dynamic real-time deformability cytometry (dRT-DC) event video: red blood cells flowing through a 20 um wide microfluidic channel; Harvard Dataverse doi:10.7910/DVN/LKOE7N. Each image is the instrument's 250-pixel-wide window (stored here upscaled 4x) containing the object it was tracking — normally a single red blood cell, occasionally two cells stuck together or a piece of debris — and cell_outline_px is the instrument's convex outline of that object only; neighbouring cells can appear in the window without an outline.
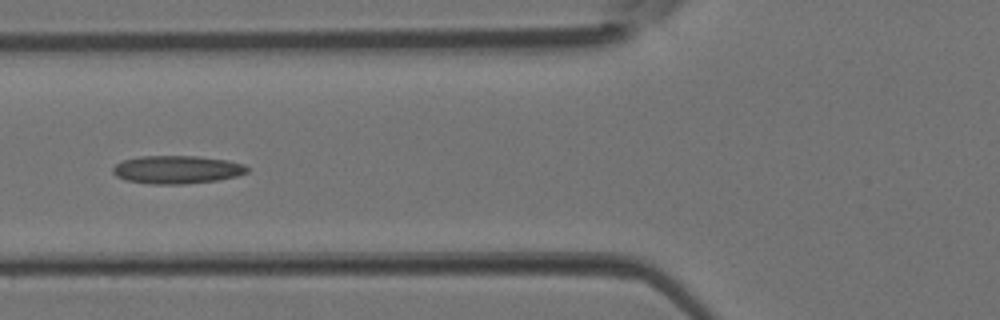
{"species": "Egyptian fruit bat (a non-hibernating species)", "species_latin": "Rousettus aegyptiacus", "temperature_condition": "room temperature", "stored_images_in_passage": 3, "camera_frame_rate_fps": 3000, "um_per_image_px": 0.085, "animal": {"sex": "female"}, "frame": {"image": 1, "passage_image": 3, "time_ms": 0.667, "image_size_px": [1000, 320], "cell_outline_px": [[248, 172], [236, 176], [216, 180], [184, 184], [152, 184], [124, 180], [116, 176], [112, 172], [112, 168], [116, 164], [124, 160], [140, 156], [196, 156], [228, 160], [244, 164], [248, 168]], "centroid_in_image_um": [15.02, 14.41], "position_along_channel_um": 110.8, "area_um2": 21.96}}